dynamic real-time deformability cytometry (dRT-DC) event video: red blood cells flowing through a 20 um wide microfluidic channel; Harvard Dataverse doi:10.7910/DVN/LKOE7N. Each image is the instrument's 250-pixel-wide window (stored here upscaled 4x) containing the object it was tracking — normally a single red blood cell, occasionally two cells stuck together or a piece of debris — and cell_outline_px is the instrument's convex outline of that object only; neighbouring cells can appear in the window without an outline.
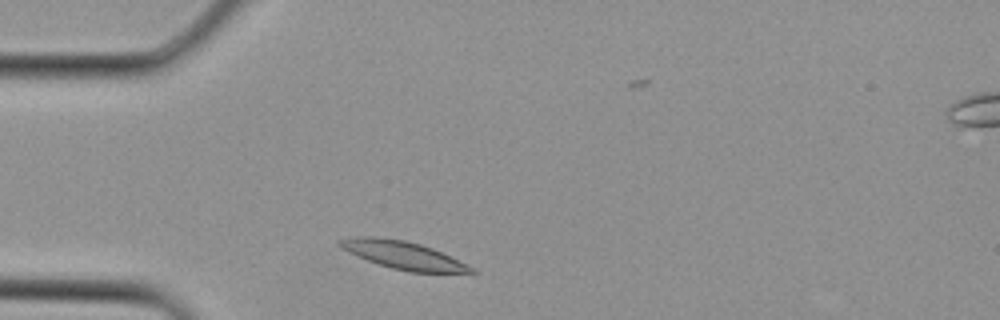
{"species": "Egyptian fruit bat (a non-hibernating species)", "species_latin": "Rousettus aegyptiacus", "temperature_condition": "cold", "stored_images_in_passage": 3, "camera_frame_rate_fps": 3000, "um_per_image_px": 0.085, "animal": {"sex": "female"}, "frame": {"image": 1, "passage_image": 1, "time_ms": 0.0, "image_size_px": [1000, 320], "cell_outline_px": [[480, 272], [476, 276], [408, 272], [392, 268], [356, 256], [340, 248], [336, 244], [336, 240], [348, 236], [380, 236], [404, 240], [420, 244], [432, 248], [476, 268]], "centroid_in_image_um": [34.39, 21.73], "position_along_channel_um": 50.6, "area_um2": 22.54}}